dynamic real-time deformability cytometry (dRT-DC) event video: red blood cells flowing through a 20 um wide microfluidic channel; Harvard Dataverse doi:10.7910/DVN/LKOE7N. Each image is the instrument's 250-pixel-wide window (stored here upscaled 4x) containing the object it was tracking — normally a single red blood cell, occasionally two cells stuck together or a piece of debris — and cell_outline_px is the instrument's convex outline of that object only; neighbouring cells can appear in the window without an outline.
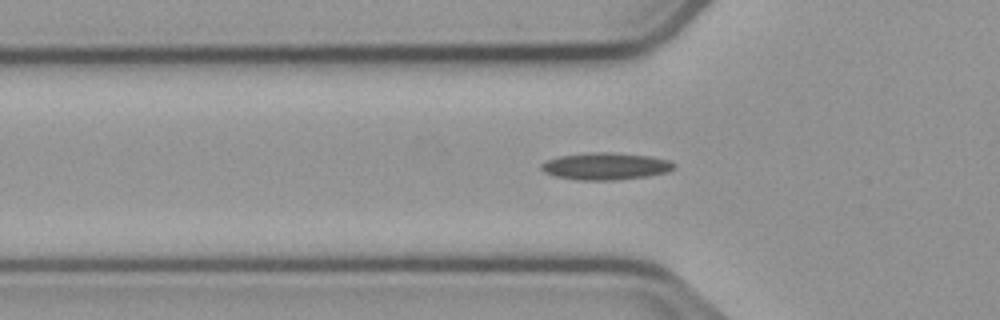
{"species": "common noctule bat (a hibernating species)", "species_latin": "Nyctalus noctula", "temperature_condition": "cold", "stored_images_in_passage": 35, "camera_frame_rate_fps": 3000, "um_per_image_px": 0.085, "animal": {"sex": "male", "body_mass_g": 23.1, "forearm_length_mm": 52.7}, "frame": {"image": 1, "passage_image": 2, "time_ms": 0.333, "image_size_px": [1000, 320], "cell_outline_px": [[676, 164], [668, 172], [648, 176], [616, 180], [580, 180], [556, 176], [544, 172], [540, 168], [540, 164], [548, 160], [560, 156], [592, 152], [612, 152], [648, 156], [668, 160]], "centroid_in_image_um": [51.47, 14.13], "position_along_channel_um": 74.3, "area_um2": 20.81}}
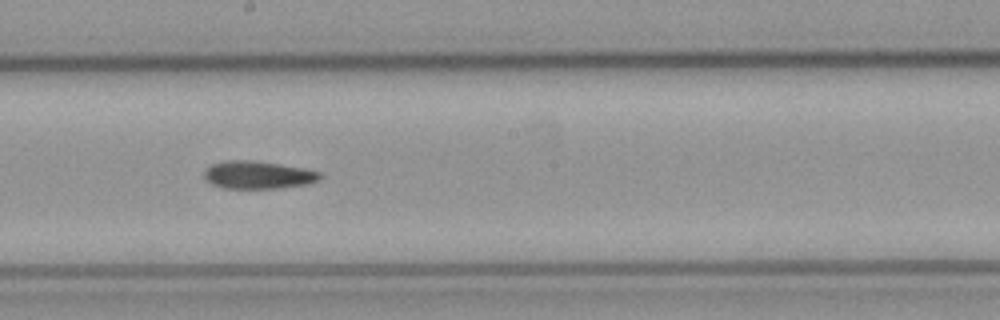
{"frame": {"image": 2, "passage_image": 14, "time_ms": 4.333, "image_size_px": [1000, 320], "cell_outline_px": [[320, 180], [308, 184], [280, 188], [224, 188], [212, 184], [204, 180], [204, 168], [212, 164], [228, 160], [252, 160], [304, 168], [320, 172]], "centroid_in_image_um": [21.9, 14.87], "position_along_channel_um": 226.3, "area_um2": 18.79}}
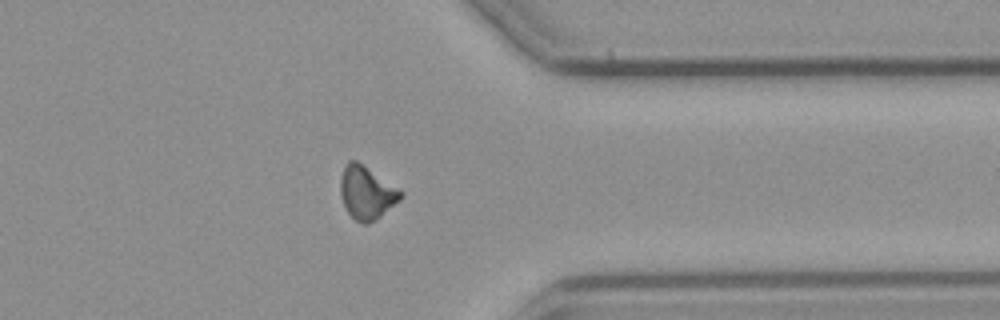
{"frame": {"image": 3, "passage_image": 27, "time_ms": 8.667, "image_size_px": [1000, 320], "cell_outline_px": [[404, 192], [400, 200], [380, 216], [368, 224], [364, 224], [356, 220], [348, 212], [344, 204], [340, 192], [340, 176], [348, 160], [356, 160]], "centroid_in_image_um": [31.15, 16.37], "position_along_channel_um": 380.2, "area_um2": 18.32}}